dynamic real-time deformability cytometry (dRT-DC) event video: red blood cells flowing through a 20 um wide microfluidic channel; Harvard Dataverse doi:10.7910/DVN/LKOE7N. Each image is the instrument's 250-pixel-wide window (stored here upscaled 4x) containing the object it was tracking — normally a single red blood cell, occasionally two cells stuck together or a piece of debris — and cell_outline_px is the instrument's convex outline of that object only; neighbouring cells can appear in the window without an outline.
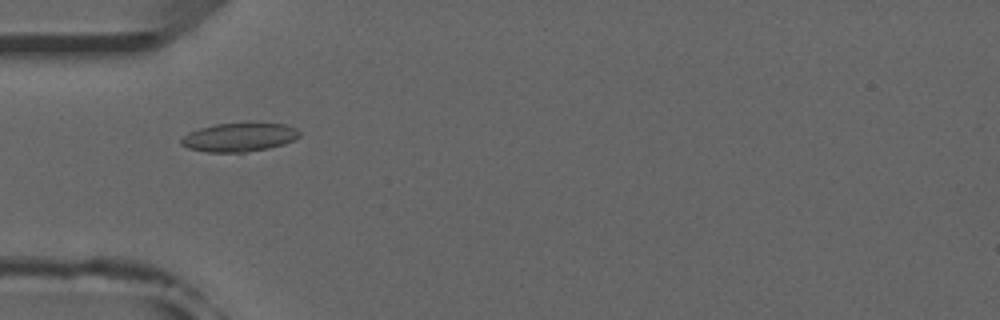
{"species": "common noctule bat (a hibernating species)", "species_latin": "Nyctalus noctula", "temperature_condition": "room temperature", "stored_images_in_passage": 39, "camera_frame_rate_fps": 3000, "um_per_image_px": 0.085, "animal": {"sex": "male", "forearm_length_mm": 52.5}, "frame": {"image": 1, "passage_image": 3, "time_ms": 0.667, "image_size_px": [1000, 320], "cell_outline_px": [[300, 136], [284, 144], [268, 148], [244, 152], [208, 152], [188, 148], [180, 144], [180, 140], [188, 132], [200, 128], [216, 124], [248, 120], [284, 124], [296, 128], [300, 132]], "centroid_in_image_um": [20.35, 11.62], "position_along_channel_um": 64.6, "area_um2": 20.4}}
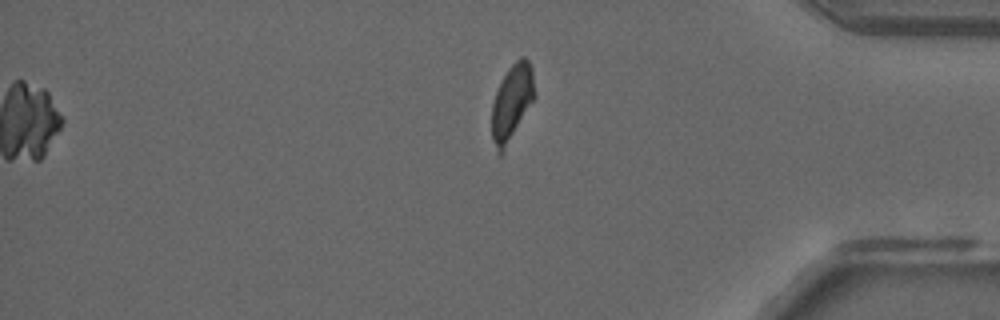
{"frame": {"image": 2, "passage_image": 30, "time_ms": 9.667, "image_size_px": [1000, 320], "cell_outline_px": [[536, 96], [504, 152], [500, 156], [496, 152], [492, 140], [492, 104], [496, 92], [508, 68], [520, 56], [524, 56], [528, 60], [532, 68]], "centroid_in_image_um": [43.52, 8.73], "position_along_channel_um": 391.7, "area_um2": 19.13}}
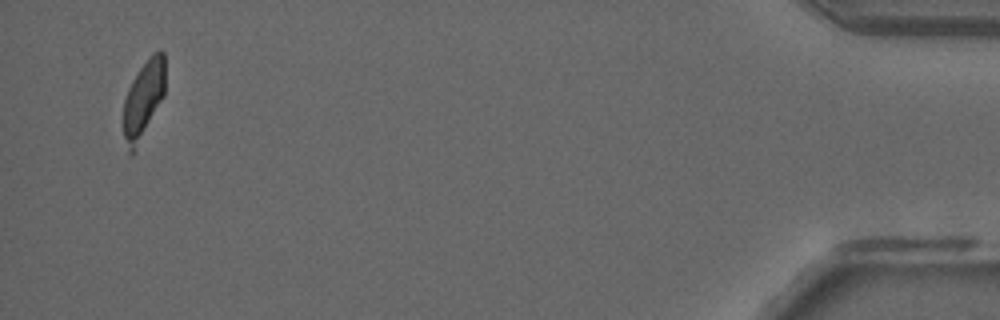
{"frame": {"image": 3, "passage_image": 37, "time_ms": 12.0, "image_size_px": [1000, 320], "cell_outline_px": [[164, 96], [136, 152], [132, 156], [128, 152], [124, 136], [124, 100], [128, 88], [132, 80], [140, 68], [152, 52], [160, 48], [164, 52]], "centroid_in_image_um": [12.2, 8.47], "position_along_channel_um": 423.0, "area_um2": 19.19}, "authors_computed_cell_mechanics": {"area_um2": 18.8428, "velocity_mm_per_s": 3.9219, "shape_relaxation_time_tau1_ms": null, "shape_relaxation_time_tau2_ms": 1.256, "deformation_change_tau1": null, "deformation_change_tau2": 0.0426}}